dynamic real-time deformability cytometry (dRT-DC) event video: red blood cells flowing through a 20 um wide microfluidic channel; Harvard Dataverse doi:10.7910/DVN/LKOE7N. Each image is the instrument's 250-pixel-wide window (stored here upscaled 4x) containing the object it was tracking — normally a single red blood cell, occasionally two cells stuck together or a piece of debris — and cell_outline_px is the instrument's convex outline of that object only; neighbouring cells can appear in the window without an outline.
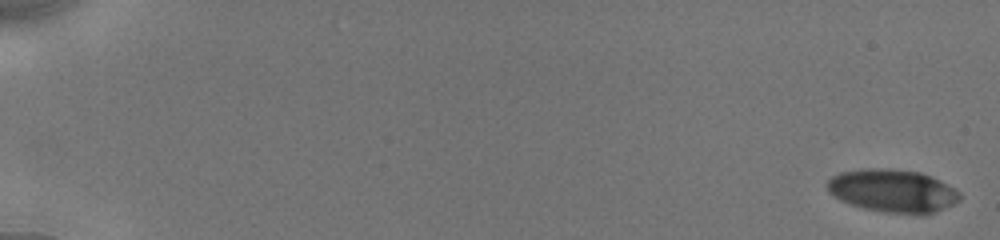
{"species": "human", "species_latin": "Homo sapiens", "temperature_condition": "cold", "stored_images_in_passage": 22, "camera_frame_rate_fps": 3000, "um_per_image_px": 0.085, "donor": {"sex": "male"}, "frame": {"image": 1, "passage_image": 1, "time_ms": 0.0, "image_size_px": [1000, 240], "cell_outline_px": [[960, 200], [936, 212], [924, 216], [884, 212], [864, 208], [840, 200], [828, 188], [828, 180], [832, 176], [840, 172], [864, 168], [888, 168], [920, 172], [940, 180], [960, 192]], "centroid_in_image_um": [75.92, 16.23], "position_along_channel_um": 9.1, "area_um2": 33.23}}
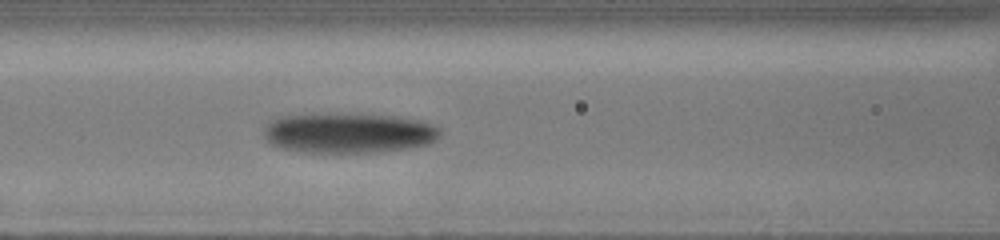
{"frame": {"image": 2, "passage_image": 13, "time_ms": 8.333, "image_size_px": [1000, 240], "cell_outline_px": [[440, 136], [436, 140], [428, 144], [408, 148], [372, 152], [304, 152], [284, 148], [272, 144], [264, 136], [264, 128], [272, 120], [280, 116], [328, 112], [400, 116], [420, 120], [432, 124], [440, 128]], "centroid_in_image_um": [29.65, 11.27], "position_along_channel_um": 136.9, "area_um2": 41.67}}
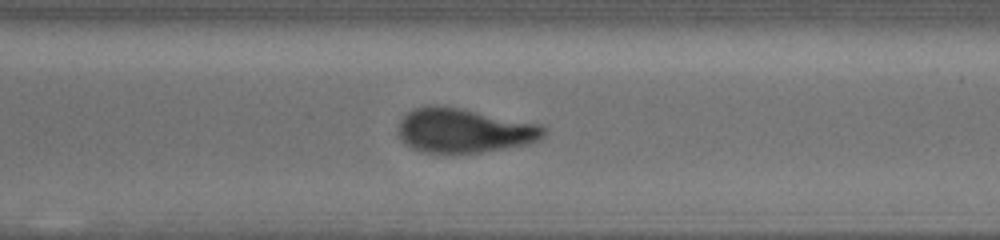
{"frame": {"image": 3, "passage_image": 22, "time_ms": 13.333, "image_size_px": [1000, 240], "cell_outline_px": [[548, 132], [540, 140], [528, 144], [456, 156], [424, 152], [412, 148], [400, 136], [396, 128], [400, 120], [412, 108], [428, 104], [440, 104], [544, 124], [548, 128]], "centroid_in_image_um": [39.48, 11.1], "position_along_channel_um": 331.1, "area_um2": 38.9}}